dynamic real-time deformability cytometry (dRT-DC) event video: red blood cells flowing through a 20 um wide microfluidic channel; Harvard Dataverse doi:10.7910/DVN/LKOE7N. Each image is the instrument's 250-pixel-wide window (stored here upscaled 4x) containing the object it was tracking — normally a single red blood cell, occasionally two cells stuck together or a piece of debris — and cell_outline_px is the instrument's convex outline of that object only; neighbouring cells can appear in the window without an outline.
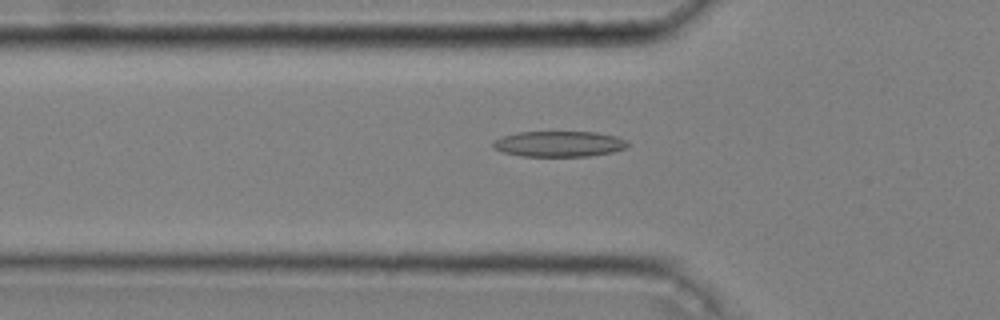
{"species": "common noctule bat (a hibernating species)", "species_latin": "Nyctalus noctula", "temperature_condition": "cold", "stored_images_in_passage": 34, "camera_frame_rate_fps": 3000, "um_per_image_px": 0.085, "animal": {"sex": "male", "body_mass_g": 20.4}, "frame": {"image": 1, "passage_image": 2, "time_ms": 0.333, "image_size_px": [1000, 320], "cell_outline_px": [[628, 148], [612, 152], [588, 156], [520, 156], [504, 152], [492, 148], [492, 140], [516, 132], [596, 132], [616, 136], [624, 140], [628, 144]], "centroid_in_image_um": [47.49, 12.23], "position_along_channel_um": 78.3, "area_um2": 20.17}}
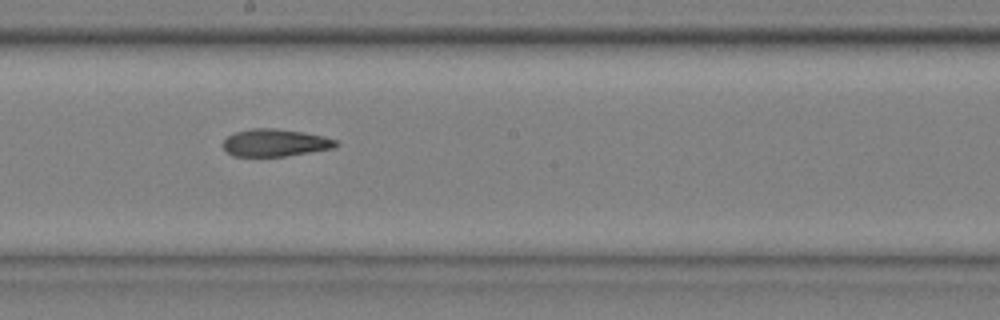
{"frame": {"image": 2, "passage_image": 14, "time_ms": 4.333, "image_size_px": [1000, 320], "cell_outline_px": [[340, 144], [336, 148], [284, 156], [232, 156], [224, 148], [224, 140], [228, 136], [236, 132], [252, 128], [276, 128], [304, 132], [324, 136], [336, 140]], "centroid_in_image_um": [23.43, 12.13], "position_along_channel_um": 224.8, "area_um2": 18.03}}
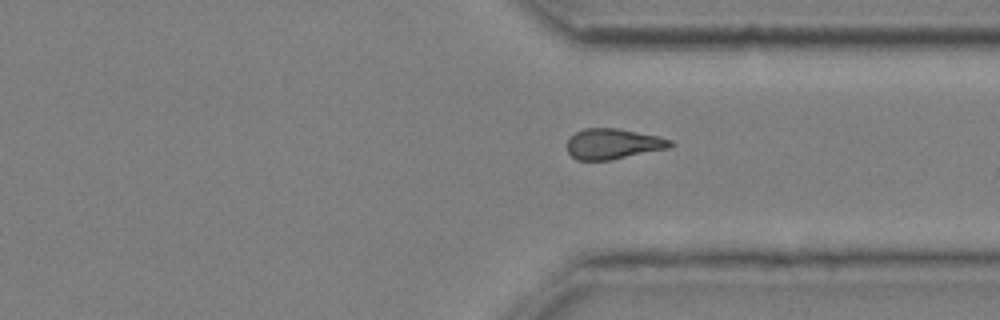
{"frame": {"image": 3, "passage_image": 25, "time_ms": 8.0, "image_size_px": [1000, 320], "cell_outline_px": [[676, 144], [668, 148], [608, 160], [576, 160], [568, 152], [568, 140], [576, 132], [584, 128], [616, 128], [660, 136], [672, 140]], "centroid_in_image_um": [52.14, 12.22], "position_along_channel_um": 359.3, "area_um2": 18.21}, "authors_computed_cell_mechanics": {"area_um2": 18.5249, "velocity_mm_per_s": 3.6583, "shape_relaxation_time_tau1_ms": null, "shape_relaxation_time_tau2_ms": 9.9225, "deformation_change_tau1": null, "deformation_change_tau2": 0.2309}}